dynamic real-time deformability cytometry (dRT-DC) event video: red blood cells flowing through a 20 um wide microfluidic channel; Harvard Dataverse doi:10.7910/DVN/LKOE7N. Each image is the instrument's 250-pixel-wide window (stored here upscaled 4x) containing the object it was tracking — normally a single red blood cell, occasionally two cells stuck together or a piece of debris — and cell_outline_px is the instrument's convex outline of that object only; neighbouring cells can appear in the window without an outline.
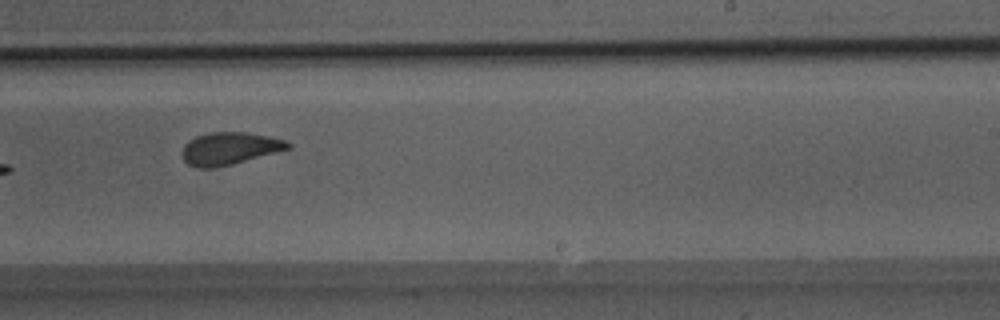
{"species": "Egyptian fruit bat (a non-hibernating species)", "species_latin": "Rousettus aegyptiacus", "temperature_condition": "room temperature", "stored_images_in_passage": 12, "camera_frame_rate_fps": 3000, "um_per_image_px": 0.085, "animal": {"sex": "male"}, "frame": {"image": 1, "passage_image": 12, "time_ms": 3.667, "image_size_px": [1000, 320], "cell_outline_px": [[292, 148], [232, 164], [212, 168], [196, 168], [188, 164], [184, 160], [180, 152], [184, 144], [188, 140], [196, 136], [208, 132], [244, 132], [268, 136], [284, 140], [292, 144]], "centroid_in_image_um": [19.47, 12.62], "position_along_channel_um": 269.5, "area_um2": 20.11}}